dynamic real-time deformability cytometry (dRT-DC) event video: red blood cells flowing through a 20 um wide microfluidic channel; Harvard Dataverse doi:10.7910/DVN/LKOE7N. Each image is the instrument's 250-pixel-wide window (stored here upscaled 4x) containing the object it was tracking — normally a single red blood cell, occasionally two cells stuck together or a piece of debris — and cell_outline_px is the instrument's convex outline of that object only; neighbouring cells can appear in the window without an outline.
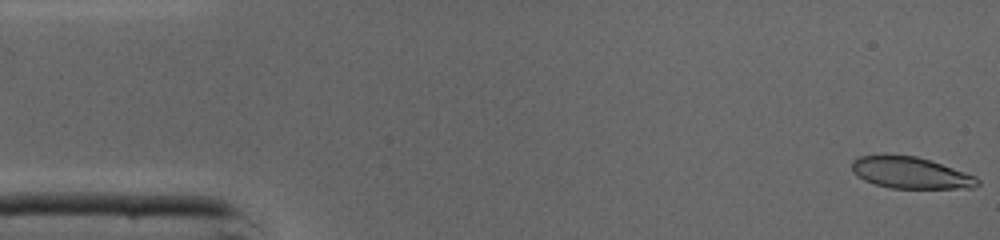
{"species": "common noctule bat (a hibernating species)", "species_latin": "Nyctalus noctula", "temperature_condition": "cold", "stored_images_in_passage": 45, "camera_frame_rate_fps": 3000, "um_per_image_px": 0.085, "animal": {"sex": "male", "body_mass_g": 19.0, "forearm_length_mm": 50.8}, "frame": {"image": 1, "passage_image": 1, "time_ms": 0.0, "image_size_px": [1000, 240], "cell_outline_px": [[980, 184], [972, 188], [892, 188], [876, 184], [864, 180], [856, 176], [852, 172], [852, 160], [860, 156], [916, 156], [976, 176], [980, 180]], "centroid_in_image_um": [77.4, 14.71], "position_along_channel_um": 7.6, "area_um2": 22.66}}
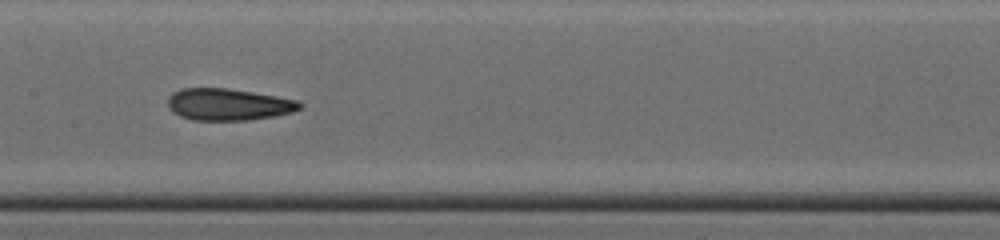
{"frame": {"image": 2, "passage_image": 22, "time_ms": 7.0, "image_size_px": [1000, 240], "cell_outline_px": [[304, 104], [300, 108], [292, 112], [272, 116], [248, 120], [192, 120], [180, 116], [172, 112], [168, 104], [168, 96], [172, 92], [180, 88], [228, 88], [300, 100]], "centroid_in_image_um": [19.39, 8.87], "position_along_channel_um": 188.0, "area_um2": 24.57}}
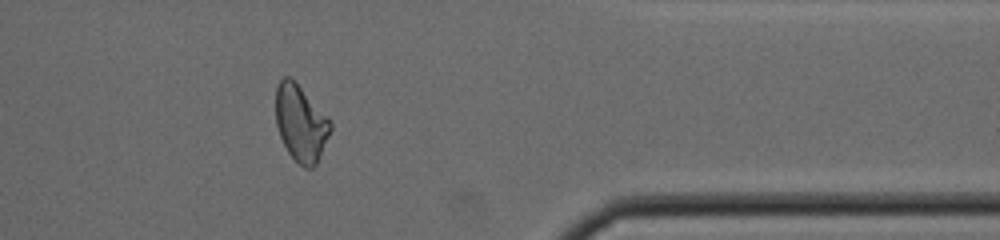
{"frame": {"image": 3, "passage_image": 37, "time_ms": 12.0, "image_size_px": [1000, 240], "cell_outline_px": [[332, 128], [316, 164], [312, 168], [304, 168], [288, 152], [280, 136], [276, 124], [276, 88], [280, 80], [284, 76], [288, 76], [332, 120]], "centroid_in_image_um": [25.57, 10.48], "position_along_channel_um": 385.8, "area_um2": 23.93}, "authors_computed_cell_mechanics": {"area_um2": 24.565, "velocity_mm_per_s": 4.3626, "shape_relaxation_time_tau1_ms": null, "shape_relaxation_time_tau2_ms": 1.9238, "deformation_change_tau1": null, "deformation_change_tau2": 0.0961}}